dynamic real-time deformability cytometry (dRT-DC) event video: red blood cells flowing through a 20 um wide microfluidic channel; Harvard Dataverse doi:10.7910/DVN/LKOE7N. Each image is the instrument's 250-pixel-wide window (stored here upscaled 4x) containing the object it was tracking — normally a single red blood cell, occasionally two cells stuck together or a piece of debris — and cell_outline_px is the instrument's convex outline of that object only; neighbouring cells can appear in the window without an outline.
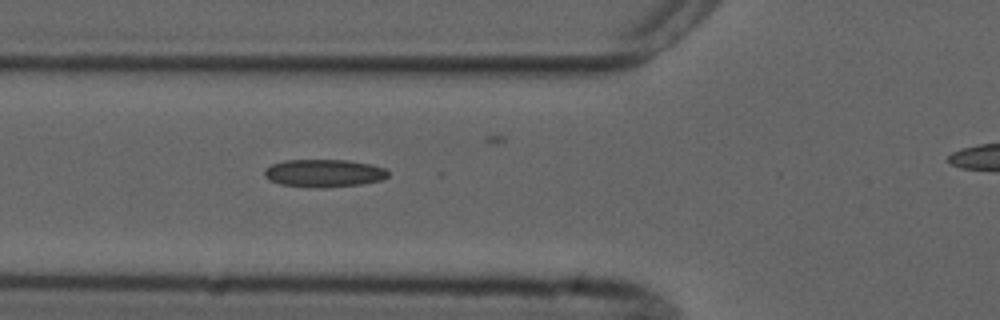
{"species": "common noctule bat (a hibernating species)", "species_latin": "Nyctalus noctula", "temperature_condition": "cold", "stored_images_in_passage": 3, "segment_of_instrument_passage": [1, 2], "camera_frame_rate_fps": 3000, "um_per_image_px": 0.085, "animal": {"sex": "male", "forearm_length_mm": 52.5}, "frame": {"image": 1, "passage_image": 2, "time_ms": 1.0, "image_size_px": [1000, 320], "cell_outline_px": [[388, 176], [380, 180], [360, 184], [324, 188], [312, 188], [280, 184], [268, 180], [264, 176], [264, 168], [272, 164], [284, 160], [348, 160], [368, 164], [384, 168], [388, 172]], "centroid_in_image_um": [27.47, 14.72], "position_along_channel_um": 98.3, "area_um2": 20.06}}